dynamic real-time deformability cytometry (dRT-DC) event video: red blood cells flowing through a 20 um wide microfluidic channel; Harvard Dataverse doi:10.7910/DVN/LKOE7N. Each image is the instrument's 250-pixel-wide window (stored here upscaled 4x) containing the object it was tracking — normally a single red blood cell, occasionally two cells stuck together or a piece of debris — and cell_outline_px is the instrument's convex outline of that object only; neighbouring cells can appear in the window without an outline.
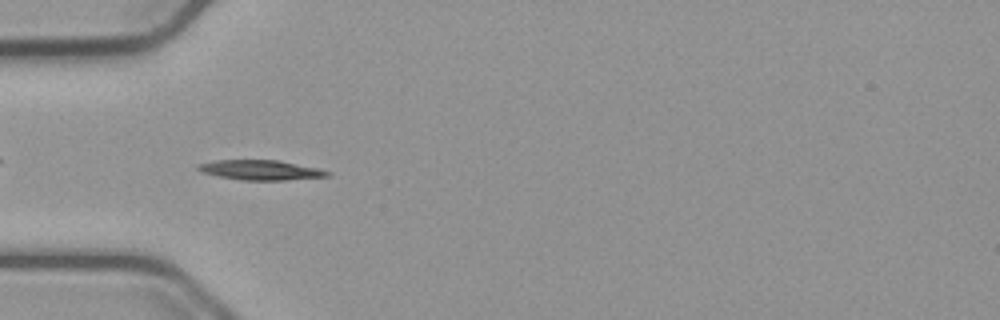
{"species": "common noctule bat (a hibernating species)", "species_latin": "Nyctalus noctula", "temperature_condition": "cold", "stored_images_in_passage": 42, "camera_frame_rate_fps": 3000, "um_per_image_px": 0.085, "animal": {"sex": "male", "body_mass_g": 23.1, "forearm_length_mm": 52.7}, "frame": {"image": 1, "passage_image": 5, "time_ms": 1.333, "image_size_px": [1000, 320], "cell_outline_px": [[332, 172], [328, 176], [284, 180], [240, 180], [200, 172], [196, 168], [196, 164], [216, 160], [276, 160], [316, 168]], "centroid_in_image_um": [22.08, 14.45], "position_along_channel_um": 62.9, "area_um2": 14.8}}
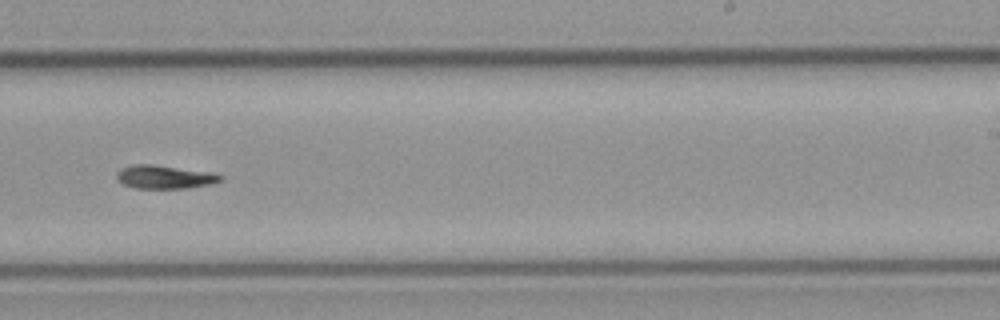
{"frame": {"image": 2, "passage_image": 22, "time_ms": 7.0, "image_size_px": [1000, 320], "cell_outline_px": [[224, 180], [208, 184], [188, 188], [136, 188], [124, 184], [116, 180], [116, 172], [120, 168], [132, 164], [152, 164], [212, 172], [224, 176]], "centroid_in_image_um": [13.97, 15.03], "position_along_channel_um": 275.0, "area_um2": 14.28}}
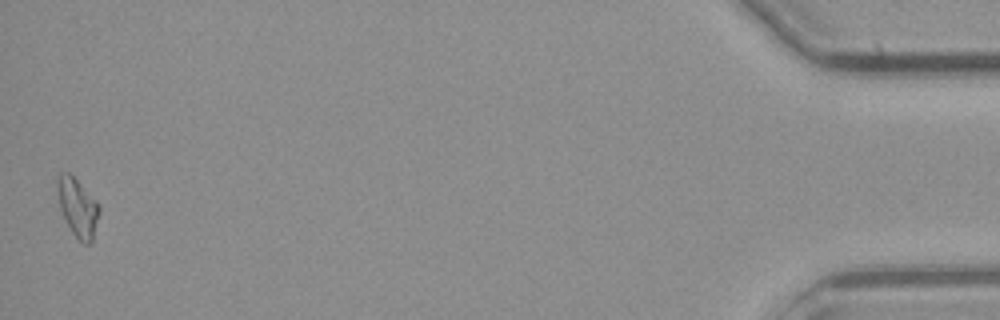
{"frame": {"image": 3, "passage_image": 42, "time_ms": 13.667, "image_size_px": [1000, 320], "cell_outline_px": [[100, 212], [92, 240], [88, 244], [84, 244], [72, 232], [60, 208], [56, 188], [56, 176], [60, 172], [68, 172], [100, 204]], "centroid_in_image_um": [6.59, 17.6], "position_along_channel_um": 428.6, "area_um2": 14.1}, "authors_computed_cell_mechanics": {"area_um2": 14.0165, "velocity_mm_per_s": 3.7701, "shape_relaxation_time_tau1_ms": 7.7616, "shape_relaxation_time_tau2_ms": null, "deformation_change_tau1": 0.1888, "deformation_change_tau2": null}}